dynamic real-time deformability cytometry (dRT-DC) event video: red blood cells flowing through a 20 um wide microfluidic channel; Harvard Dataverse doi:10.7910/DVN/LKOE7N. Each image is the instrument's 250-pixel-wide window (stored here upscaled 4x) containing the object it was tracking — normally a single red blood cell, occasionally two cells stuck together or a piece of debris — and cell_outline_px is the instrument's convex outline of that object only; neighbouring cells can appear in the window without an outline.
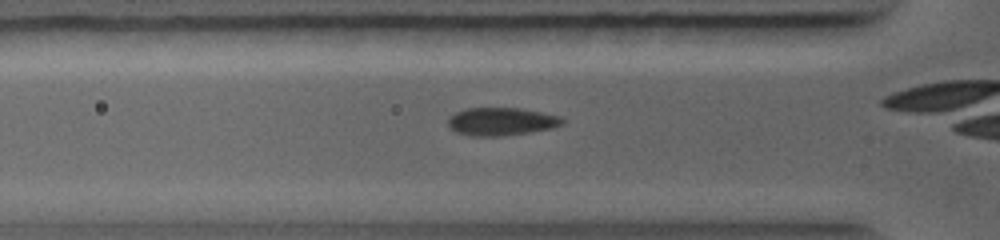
{"species": "common noctule bat (a hibernating species)", "species_latin": "Nyctalus noctula", "temperature_condition": "warm", "stored_images_in_passage": 29, "camera_frame_rate_fps": 5000, "um_per_image_px": 0.085, "animal": {"sex": "female", "body_mass_g": 19.0, "forearm_length_mm": 56.7}, "frame": {"image": 1, "passage_image": 6, "time_ms": 1.2, "image_size_px": [1000, 240], "cell_outline_px": [[564, 124], [552, 128], [528, 132], [496, 136], [472, 136], [456, 132], [448, 124], [448, 116], [464, 108], [520, 108], [560, 116], [564, 120]], "centroid_in_image_um": [42.59, 10.32], "position_along_channel_um": 83.2, "area_um2": 18.5}}
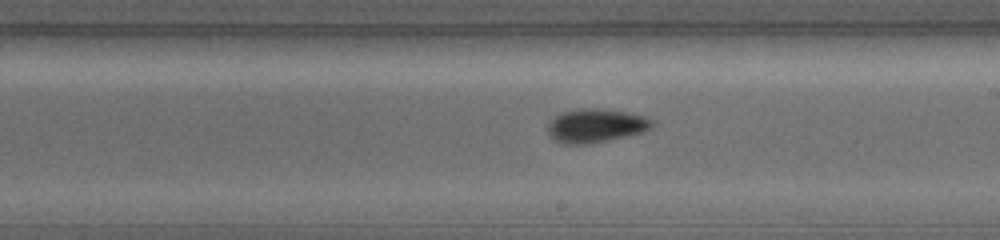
{"frame": {"image": 2, "passage_image": 16, "time_ms": 4.2, "image_size_px": [1000, 240], "cell_outline_px": [[656, 124], [652, 128], [644, 132], [608, 140], [588, 144], [564, 144], [556, 140], [548, 132], [548, 124], [556, 116], [564, 112], [580, 108], [600, 108], [624, 112], [644, 116], [656, 120]], "centroid_in_image_um": [50.71, 10.68], "position_along_channel_um": 238.3, "area_um2": 20.46}}
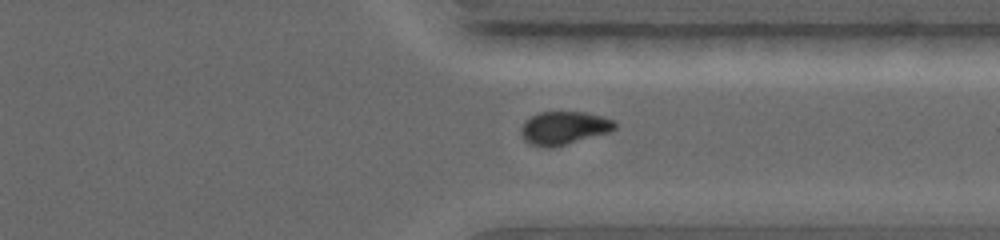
{"frame": {"image": 3, "passage_image": 25, "time_ms": 6.6, "image_size_px": [1000, 240], "cell_outline_px": [[616, 128], [608, 132], [552, 148], [544, 148], [532, 144], [524, 140], [520, 132], [524, 120], [540, 112], [584, 112], [604, 116], [612, 120], [616, 124]], "centroid_in_image_um": [47.91, 10.87], "position_along_channel_um": 363.5, "area_um2": 18.03}}